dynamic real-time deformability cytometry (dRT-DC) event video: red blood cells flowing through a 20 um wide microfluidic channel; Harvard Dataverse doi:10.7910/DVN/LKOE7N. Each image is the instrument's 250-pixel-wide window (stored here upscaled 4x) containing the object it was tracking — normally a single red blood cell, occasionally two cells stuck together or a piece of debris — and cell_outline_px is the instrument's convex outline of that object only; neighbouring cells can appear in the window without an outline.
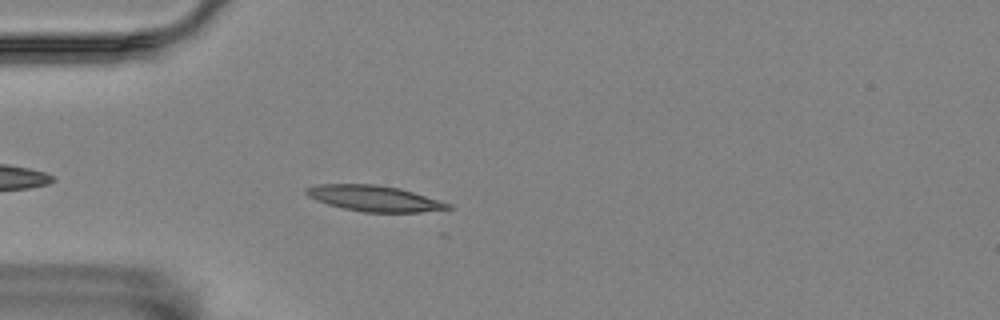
{"species": "Egyptian fruit bat (a non-hibernating species)", "species_latin": "Rousettus aegyptiacus", "temperature_condition": "room temperature", "stored_images_in_passage": 39, "camera_frame_rate_fps": 3000, "um_per_image_px": 0.085, "animal": {"sex": "female"}, "frame": {"image": 1, "passage_image": 5, "time_ms": 1.333, "image_size_px": [1000, 320], "cell_outline_px": [[452, 208], [420, 212], [364, 212], [344, 208], [328, 204], [316, 200], [308, 196], [304, 192], [304, 188], [316, 184], [376, 184], [400, 188], [452, 204]], "centroid_in_image_um": [31.78, 16.85], "position_along_channel_um": 53.2, "area_um2": 21.27}}
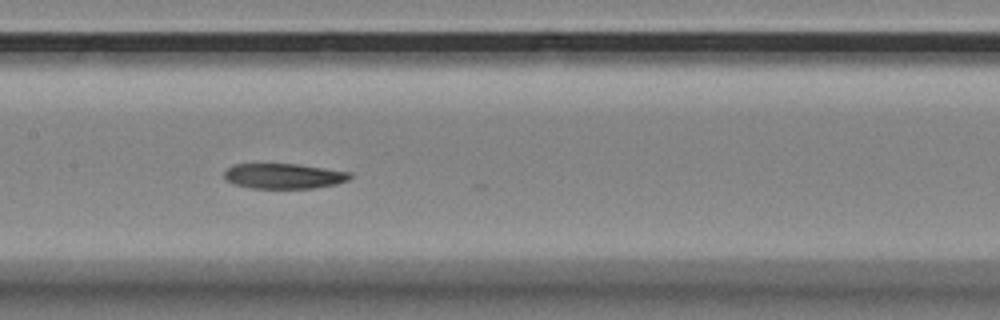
{"frame": {"image": 2, "passage_image": 17, "time_ms": 5.333, "image_size_px": [1000, 320], "cell_outline_px": [[352, 176], [348, 180], [336, 184], [312, 188], [252, 188], [232, 184], [224, 180], [224, 172], [232, 164], [300, 164], [352, 172]], "centroid_in_image_um": [24.11, 14.96], "position_along_channel_um": 183.3, "area_um2": 18.67}}
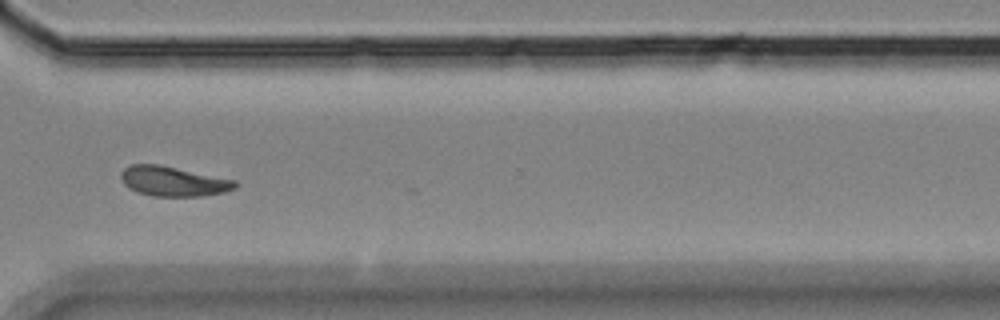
{"frame": {"image": 3, "passage_image": 32, "time_ms": 10.333, "image_size_px": [1000, 320], "cell_outline_px": [[240, 184], [236, 188], [224, 192], [204, 196], [152, 196], [136, 192], [128, 188], [124, 184], [120, 176], [120, 172], [124, 168], [132, 164], [156, 164], [236, 180]], "centroid_in_image_um": [14.72, 15.42], "position_along_channel_um": 355.9, "area_um2": 19.88}}